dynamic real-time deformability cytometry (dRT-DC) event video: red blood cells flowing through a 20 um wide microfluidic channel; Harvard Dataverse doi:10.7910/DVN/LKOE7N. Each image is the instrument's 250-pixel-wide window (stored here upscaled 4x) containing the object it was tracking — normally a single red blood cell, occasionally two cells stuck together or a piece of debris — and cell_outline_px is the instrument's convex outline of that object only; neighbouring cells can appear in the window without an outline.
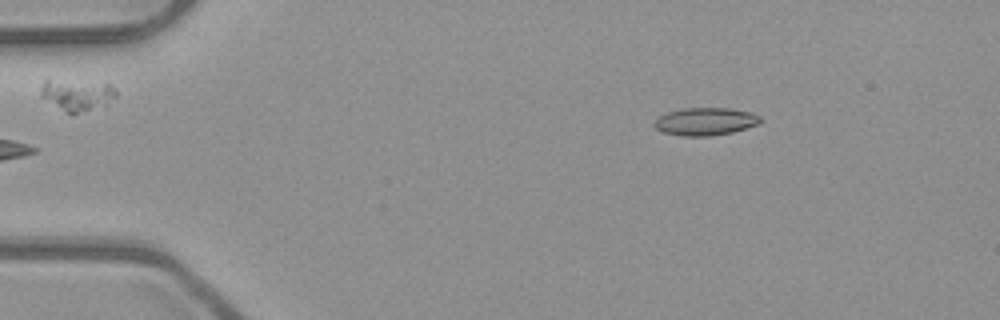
{"species": "common noctule bat (a hibernating species)", "species_latin": "Nyctalus noctula", "temperature_condition": "room temperature", "stored_images_in_passage": 5, "camera_frame_rate_fps": 3000, "um_per_image_px": 0.085, "animal": {"sex": "male", "body_mass_g": 23.1, "forearm_length_mm": 52.7}, "frame": {"image": 1, "passage_image": 5, "time_ms": 1.333, "image_size_px": [1000, 320], "cell_outline_px": [[764, 120], [760, 124], [732, 132], [708, 136], [680, 136], [664, 132], [656, 128], [652, 124], [660, 116], [668, 112], [684, 108], [728, 108], [752, 112], [760, 116]], "centroid_in_image_um": [60.0, 10.32], "position_along_channel_um": 25.0, "area_um2": 17.17}}